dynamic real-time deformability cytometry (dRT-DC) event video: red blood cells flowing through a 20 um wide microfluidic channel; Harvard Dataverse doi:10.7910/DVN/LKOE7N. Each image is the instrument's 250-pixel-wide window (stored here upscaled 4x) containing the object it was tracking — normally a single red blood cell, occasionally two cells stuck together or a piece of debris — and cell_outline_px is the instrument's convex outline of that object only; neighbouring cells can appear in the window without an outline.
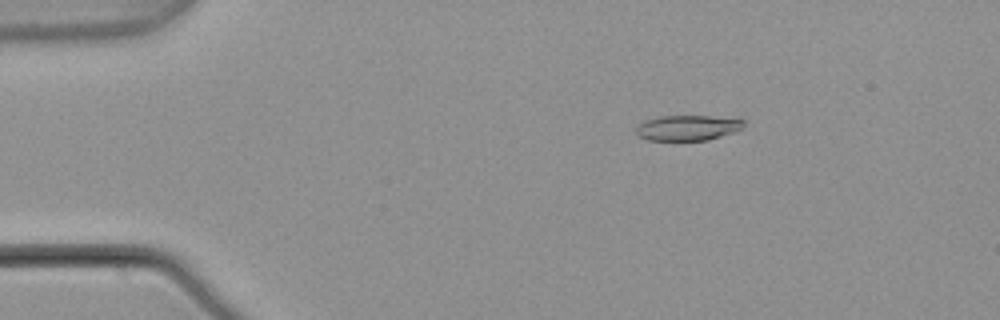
{"species": "common noctule bat (a hibernating species)", "species_latin": "Nyctalus noctula", "temperature_condition": "warm", "stored_images_in_passage": 6, "camera_frame_rate_fps": 3000, "um_per_image_px": 0.085, "animal": {"sex": "male", "body_mass_g": 21.5, "forearm_length_mm": 52.0}, "frame": {"image": 1, "passage_image": 3, "time_ms": 0.667, "image_size_px": [1000, 320], "cell_outline_px": [[748, 120], [736, 132], [708, 140], [648, 140], [640, 136], [636, 132], [636, 128], [644, 120], [660, 116], [712, 116]], "centroid_in_image_um": [58.48, 10.86], "position_along_channel_um": 26.5, "area_um2": 15.9}}
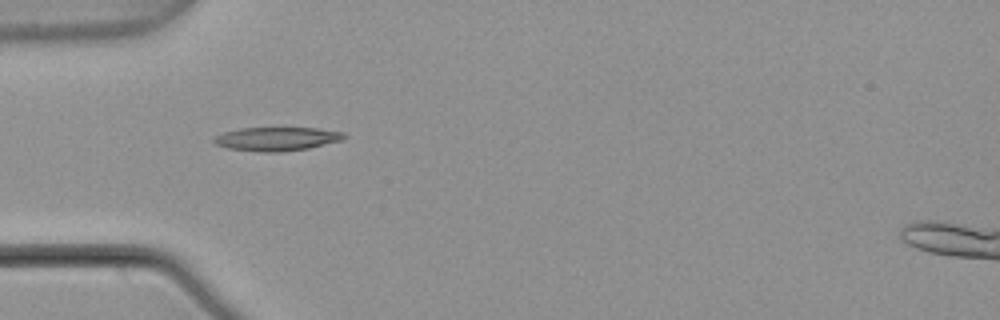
{"frame": {"image": 2, "passage_image": 5, "time_ms": 1.333, "image_size_px": [1000, 320], "cell_outline_px": [[348, 136], [344, 140], [308, 148], [284, 152], [260, 152], [228, 148], [216, 144], [212, 140], [212, 136], [224, 132], [240, 128], [316, 128], [344, 132]], "centroid_in_image_um": [23.54, 11.81], "position_along_channel_um": 61.5, "area_um2": 18.15}}
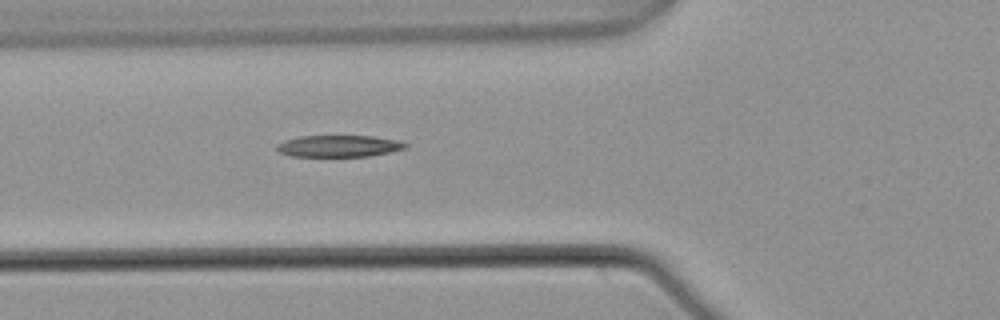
{"frame": {"image": 3, "passage_image": 6, "time_ms": 1.667, "image_size_px": [1000, 320], "cell_outline_px": [[408, 148], [368, 156], [292, 156], [280, 152], [276, 148], [276, 144], [284, 140], [300, 136], [372, 136], [396, 140], [408, 144]], "centroid_in_image_um": [28.79, 12.41], "position_along_channel_um": 97.0, "area_um2": 16.13}}